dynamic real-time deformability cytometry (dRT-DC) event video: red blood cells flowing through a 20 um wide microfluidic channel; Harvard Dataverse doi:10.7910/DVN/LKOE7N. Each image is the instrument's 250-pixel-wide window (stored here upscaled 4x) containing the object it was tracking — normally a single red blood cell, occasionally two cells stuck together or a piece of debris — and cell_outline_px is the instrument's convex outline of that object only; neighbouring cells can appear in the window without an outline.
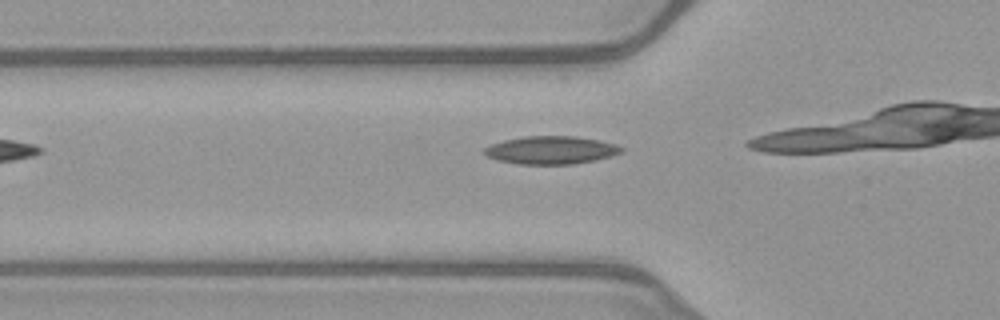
{"species": "common noctule bat (a hibernating species)", "species_latin": "Nyctalus noctula", "temperature_condition": "warm", "stored_images_in_passage": 5, "camera_frame_rate_fps": 3000, "um_per_image_px": 0.085, "animal": {"sex": "female", "body_mass_g": 21.9}, "frame": {"image": 1, "passage_image": 2, "time_ms": 0.333, "image_size_px": [1000, 320], "cell_outline_px": [[624, 152], [612, 156], [596, 160], [572, 164], [520, 164], [496, 160], [488, 156], [484, 152], [484, 148], [492, 144], [504, 140], [524, 136], [576, 136], [600, 140], [616, 144], [624, 148]], "centroid_in_image_um": [46.89, 12.75], "position_along_channel_um": 78.9, "area_um2": 22.43}}